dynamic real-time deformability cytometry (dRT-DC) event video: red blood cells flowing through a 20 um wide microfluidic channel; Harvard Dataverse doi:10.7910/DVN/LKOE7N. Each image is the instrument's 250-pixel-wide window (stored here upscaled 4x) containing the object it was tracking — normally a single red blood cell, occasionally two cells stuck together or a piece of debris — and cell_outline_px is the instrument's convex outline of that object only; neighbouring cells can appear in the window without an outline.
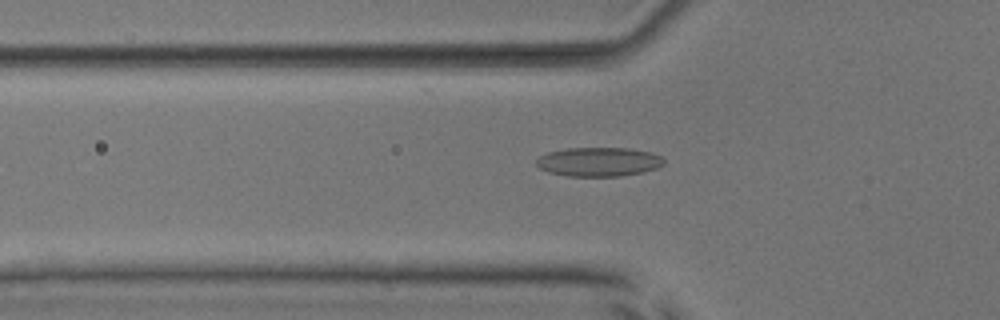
{"species": "common noctule bat (a hibernating species)", "species_latin": "Nyctalus noctula", "temperature_condition": "room temperature", "stored_images_in_passage": 52, "camera_frame_rate_fps": 3000, "um_per_image_px": 0.085, "animal": {"sex": "male", "body_mass_g": 17.9, "forearm_length_mm": 54.2}, "frame": {"image": 1, "passage_image": 18, "time_ms": 5.667, "image_size_px": [1000, 320], "cell_outline_px": [[664, 164], [656, 168], [640, 172], [620, 176], [568, 176], [548, 172], [540, 168], [536, 164], [536, 160], [540, 156], [548, 152], [568, 148], [628, 148], [652, 152], [660, 156], [664, 160]], "centroid_in_image_um": [50.88, 13.75], "position_along_channel_um": 74.9, "area_um2": 21.5}}
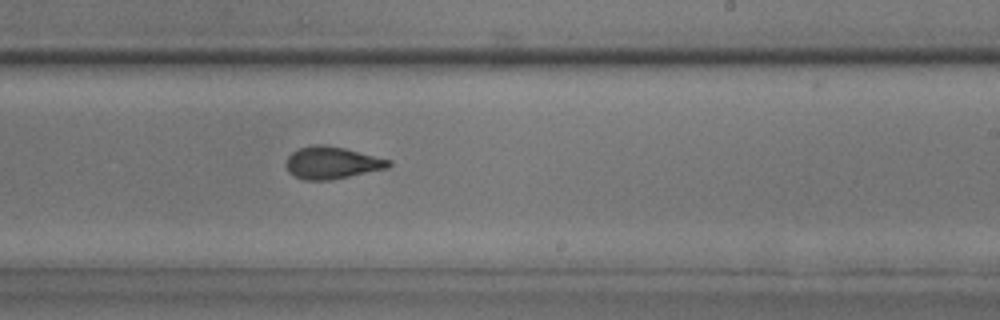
{"frame": {"image": 2, "passage_image": 32, "time_ms": 10.333, "image_size_px": [1000, 320], "cell_outline_px": [[392, 164], [388, 168], [332, 180], [304, 180], [288, 172], [284, 164], [288, 156], [292, 152], [300, 148], [312, 144], [324, 144], [344, 148], [392, 160]], "centroid_in_image_um": [28.2, 13.83], "position_along_channel_um": 260.8, "area_um2": 19.42}}
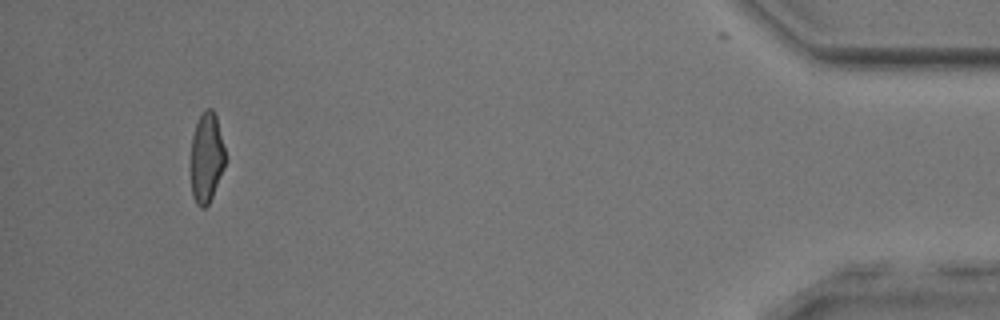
{"frame": {"image": 3, "passage_image": 49, "time_ms": 16.0, "image_size_px": [1000, 320], "cell_outline_px": [[224, 164], [212, 196], [208, 204], [204, 208], [200, 208], [196, 204], [192, 196], [188, 168], [192, 136], [196, 124], [204, 108], [212, 108], [216, 116], [224, 148]], "centroid_in_image_um": [17.48, 13.42], "position_along_channel_um": 417.7, "area_um2": 18.38}, "authors_computed_cell_mechanics": {"area_um2": 19.4497, "velocity_mm_per_s": 3.9865, "shape_relaxation_time_tau1_ms": 8.8169, "shape_relaxation_time_tau2_ms": 1.6915, "deformation_change_tau1": 0.2252, "deformation_change_tau2": 0.0906}}